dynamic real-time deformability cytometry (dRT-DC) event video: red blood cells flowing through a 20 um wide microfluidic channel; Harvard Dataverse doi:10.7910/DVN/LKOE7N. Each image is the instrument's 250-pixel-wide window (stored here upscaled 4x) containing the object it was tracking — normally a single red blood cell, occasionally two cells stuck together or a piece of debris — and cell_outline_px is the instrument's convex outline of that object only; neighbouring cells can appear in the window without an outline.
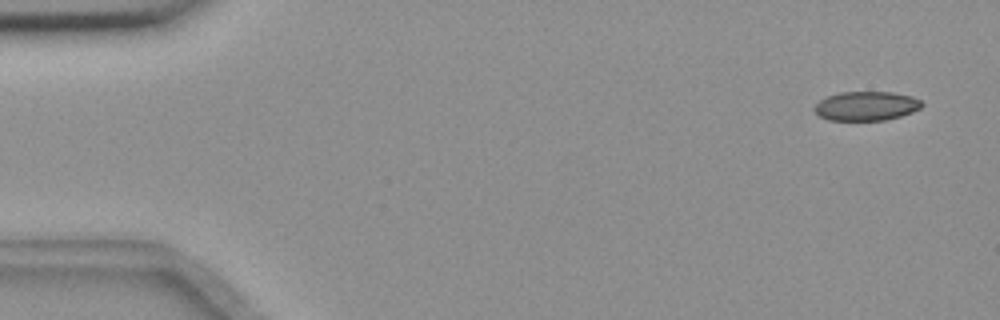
{"species": "common noctule bat (a hibernating species)", "species_latin": "Nyctalus noctula", "temperature_condition": "room temperature", "stored_images_in_passage": 56, "camera_frame_rate_fps": 3000, "um_per_image_px": 0.085, "animal": {"sex": "female", "body_mass_g": 18.4}, "frame": {"image": 1, "passage_image": 3, "time_ms": 0.667, "image_size_px": [1000, 320], "cell_outline_px": [[924, 104], [920, 108], [912, 112], [900, 116], [884, 120], [828, 120], [820, 116], [812, 108], [820, 100], [828, 96], [840, 92], [892, 92], [912, 96], [920, 100]], "centroid_in_image_um": [73.63, 9.0], "position_along_channel_um": 11.4, "area_um2": 18.21}}
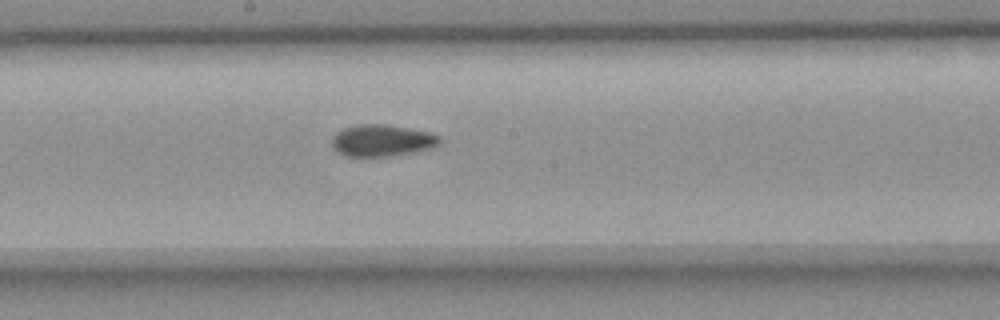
{"frame": {"image": 2, "passage_image": 30, "time_ms": 9.667, "image_size_px": [1000, 320], "cell_outline_px": [[444, 140], [440, 144], [432, 148], [412, 152], [388, 156], [348, 156], [340, 152], [332, 144], [332, 136], [336, 132], [344, 128], [360, 124], [388, 124], [432, 132], [440, 136]], "centroid_in_image_um": [32.55, 11.92], "position_along_channel_um": 215.7, "area_um2": 20.0}}
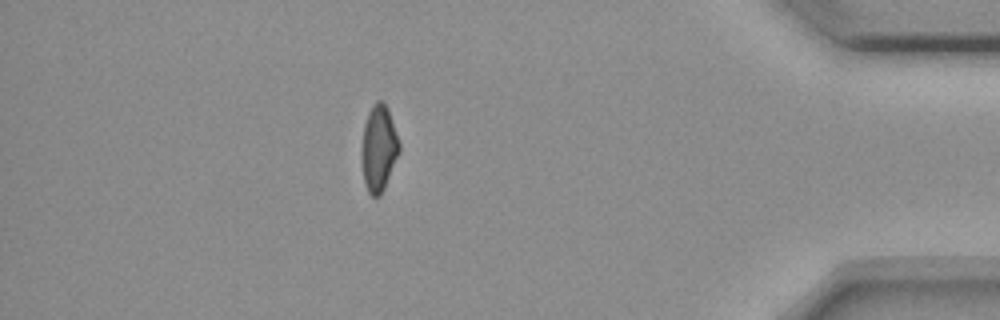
{"frame": {"image": 3, "passage_image": 49, "time_ms": 16.0, "image_size_px": [1000, 320], "cell_outline_px": [[400, 152], [384, 188], [380, 196], [372, 196], [368, 192], [364, 184], [360, 156], [364, 124], [368, 112], [372, 104], [376, 100], [380, 100], [388, 108], [400, 144]], "centroid_in_image_um": [32.17, 12.61], "position_along_channel_um": 403.0, "area_um2": 19.13}, "authors_computed_cell_mechanics": {"area_um2": 19.4786, "velocity_mm_per_s": 3.646, "shape_relaxation_time_tau1_ms": null, "shape_relaxation_time_tau2_ms": 2.2704, "deformation_change_tau1": null, "deformation_change_tau2": 0.0614}}